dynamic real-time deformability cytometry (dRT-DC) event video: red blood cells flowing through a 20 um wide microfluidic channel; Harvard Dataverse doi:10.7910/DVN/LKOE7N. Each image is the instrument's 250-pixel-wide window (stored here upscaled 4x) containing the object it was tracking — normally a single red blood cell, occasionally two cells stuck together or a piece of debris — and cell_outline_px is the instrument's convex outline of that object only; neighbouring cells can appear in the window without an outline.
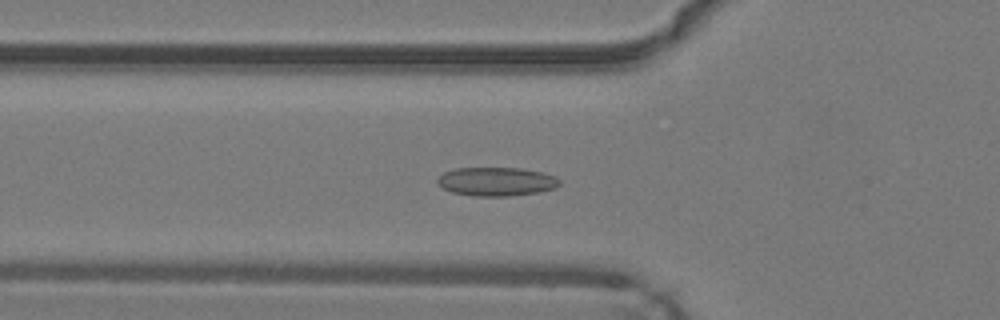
{"species": "common noctule bat (a hibernating species)", "species_latin": "Nyctalus noctula", "temperature_condition": "warm", "stored_images_in_passage": 39, "camera_frame_rate_fps": 3000, "um_per_image_px": 0.085, "animal": {"sex": "male", "body_mass_g": 19.2, "forearm_length_mm": 51.8}, "frame": {"image": 1, "passage_image": 17, "time_ms": 5.333, "image_size_px": [1000, 320], "cell_outline_px": [[560, 184], [556, 188], [540, 192], [508, 196], [472, 196], [452, 192], [436, 184], [436, 180], [444, 172], [456, 168], [524, 168], [544, 172], [556, 176], [560, 180]], "centroid_in_image_um": [42.23, 15.43], "position_along_channel_um": 83.6, "area_um2": 20.69}}
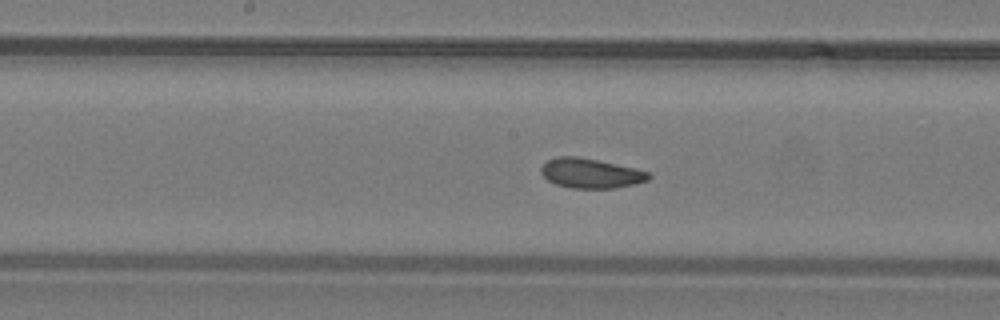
{"frame": {"image": 2, "passage_image": 25, "time_ms": 8.0, "image_size_px": [1000, 320], "cell_outline_px": [[652, 176], [648, 180], [636, 184], [616, 188], [572, 188], [556, 184], [548, 180], [540, 172], [540, 168], [548, 160], [556, 156], [576, 156], [596, 160], [632, 168], [648, 172]], "centroid_in_image_um": [50.19, 14.74], "position_along_channel_um": 198.0, "area_um2": 18.44}}
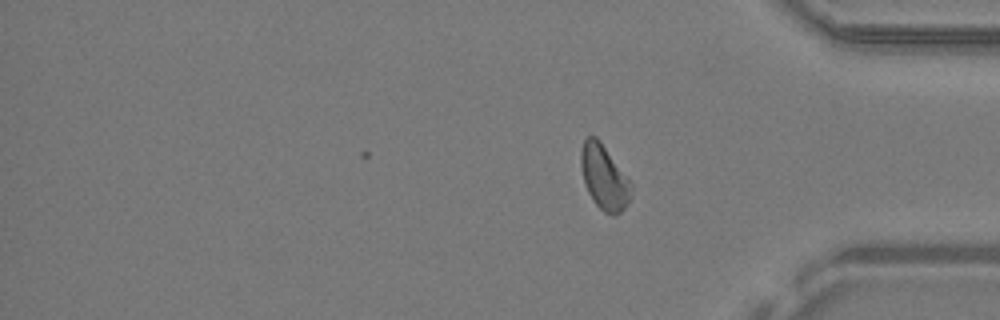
{"frame": {"image": 3, "passage_image": 39, "time_ms": 12.667, "image_size_px": [1000, 320], "cell_outline_px": [[632, 188], [628, 200], [624, 208], [616, 216], [612, 216], [604, 212], [592, 200], [584, 184], [580, 164], [580, 152], [584, 140], [588, 136], [596, 136], [600, 140], [632, 180]], "centroid_in_image_um": [51.36, 15.05], "position_along_channel_um": 383.8, "area_um2": 19.31}, "authors_computed_cell_mechanics": {"area_um2": 19.3052, "velocity_mm_per_s": 4.2544, "shape_relaxation_time_tau1_ms": 4.3381, "shape_relaxation_time_tau2_ms": 1.3879, "deformation_change_tau1": 0.1275, "deformation_change_tau2": 0.069}}